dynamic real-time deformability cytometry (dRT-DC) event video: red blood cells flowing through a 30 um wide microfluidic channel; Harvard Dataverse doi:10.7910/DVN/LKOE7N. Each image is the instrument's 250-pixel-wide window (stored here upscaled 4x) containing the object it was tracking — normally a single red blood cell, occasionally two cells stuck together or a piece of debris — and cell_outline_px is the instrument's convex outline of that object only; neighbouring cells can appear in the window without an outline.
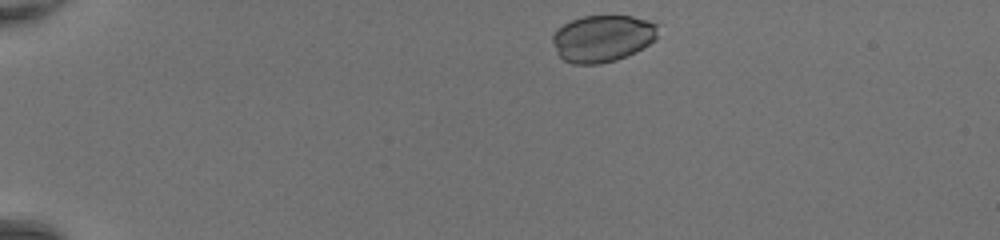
{"species": "common noctule bat (a hibernating species)", "species_latin": "Nyctalus noctula", "temperature_condition": "room temperature", "stored_images_in_passage": 39, "camera_frame_rate_fps": 3000, "um_per_image_px": 0.085, "animal": {"sex": "female", "body_mass_g": 20.0, "forearm_length_mm": 54.0}, "frame": {"image": 1, "passage_image": 1, "time_ms": 0.0, "image_size_px": [1000, 240], "cell_outline_px": [[656, 40], [616, 60], [600, 64], [572, 64], [564, 60], [556, 52], [552, 44], [552, 36], [556, 28], [572, 20], [584, 16], [632, 16], [648, 20], [656, 24]], "centroid_in_image_um": [51.16, 3.26], "position_along_channel_um": 33.8, "area_um2": 28.61}}
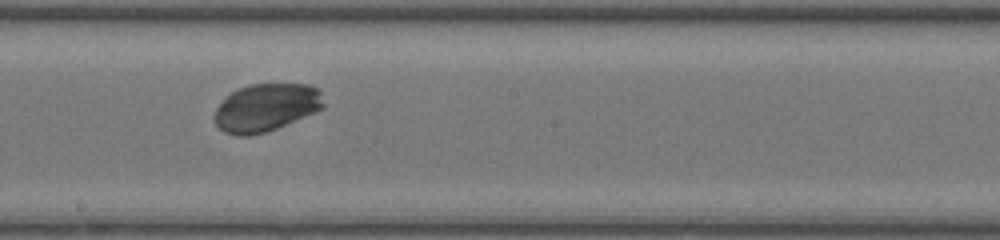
{"frame": {"image": 2, "passage_image": 20, "time_ms": 6.333, "image_size_px": [1000, 240], "cell_outline_px": [[324, 108], [316, 112], [276, 128], [264, 132], [248, 136], [236, 136], [224, 132], [216, 124], [212, 116], [216, 108], [232, 92], [248, 84], [308, 84], [320, 88], [324, 104]], "centroid_in_image_um": [22.63, 9.14], "position_along_channel_um": 225.6, "area_um2": 30.46}}
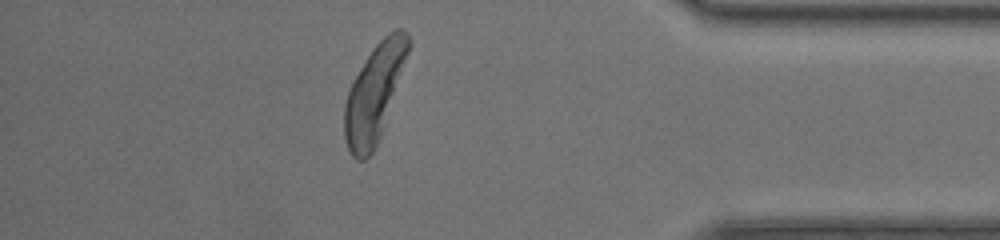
{"frame": {"image": 3, "passage_image": 34, "time_ms": 11.0, "image_size_px": [1000, 240], "cell_outline_px": [[408, 52], [380, 136], [372, 152], [364, 160], [356, 160], [352, 156], [348, 148], [344, 136], [344, 104], [352, 80], [372, 48], [388, 32], [396, 28], [404, 28], [408, 36]], "centroid_in_image_um": [31.77, 7.91], "position_along_channel_um": 403.4, "area_um2": 35.2}}